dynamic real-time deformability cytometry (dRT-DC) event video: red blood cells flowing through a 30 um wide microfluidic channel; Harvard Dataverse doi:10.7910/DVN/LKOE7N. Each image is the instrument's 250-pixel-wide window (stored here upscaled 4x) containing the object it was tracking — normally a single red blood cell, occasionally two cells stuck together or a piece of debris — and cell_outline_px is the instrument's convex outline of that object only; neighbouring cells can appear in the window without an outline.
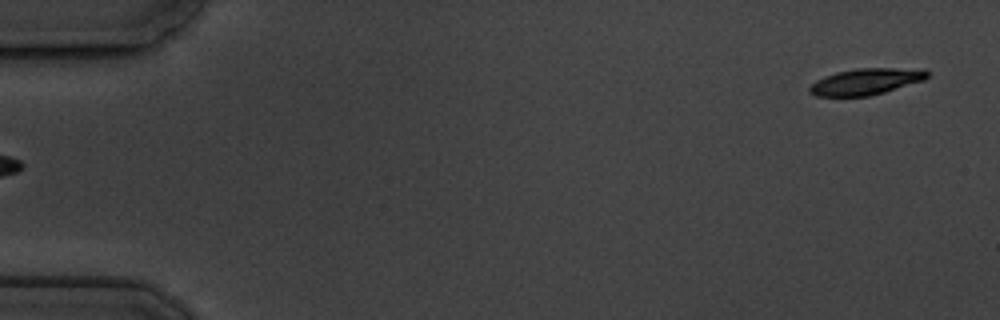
{"species": "common noctule bat (a hibernating species)", "species_latin": "Nyctalus noctula", "temperature_condition": "cold", "stored_images_in_passage": 7, "segment_of_instrument_passage": [2, 2], "camera_frame_rate_fps": 3000, "um_per_image_px": 0.085, "animal": {"sex": "male", "body_mass_g": 19.5, "forearm_length_mm": 54.6}, "frame": {"image": 1, "passage_image": 7, "time_ms": 6.667, "image_size_px": [1000, 320], "cell_outline_px": [[928, 76], [924, 80], [884, 92], [868, 96], [816, 96], [808, 92], [808, 88], [816, 80], [824, 76], [836, 72], [856, 68], [924, 68], [928, 72]], "centroid_in_image_um": [73.6, 6.92], "position_along_channel_um": 11.4, "area_um2": 18.15}}